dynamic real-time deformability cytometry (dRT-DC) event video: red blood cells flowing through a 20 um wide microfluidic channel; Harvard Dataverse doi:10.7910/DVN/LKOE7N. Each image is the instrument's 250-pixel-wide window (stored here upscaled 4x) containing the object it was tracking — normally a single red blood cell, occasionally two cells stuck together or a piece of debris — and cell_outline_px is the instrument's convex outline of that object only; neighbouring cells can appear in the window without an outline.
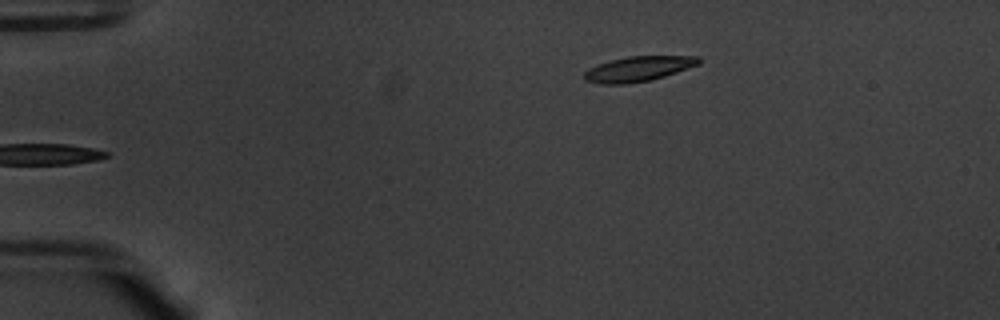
{"species": "common noctule bat (a hibernating species)", "species_latin": "Nyctalus noctula", "temperature_condition": "warm", "stored_images_in_passage": 45, "camera_frame_rate_fps": 3000, "um_per_image_px": 0.085, "animal": {"sex": "male", "body_mass_g": 20.1, "forearm_length_mm": 53.5}, "frame": {"image": 1, "passage_image": 1, "time_ms": 0.0, "image_size_px": [1000, 320], "cell_outline_px": [[700, 64], [652, 80], [624, 84], [600, 84], [584, 80], [584, 72], [588, 68], [612, 60], [628, 56], [700, 56]], "centroid_in_image_um": [54.25, 5.86], "position_along_channel_um": 30.7, "area_um2": 16.65}}
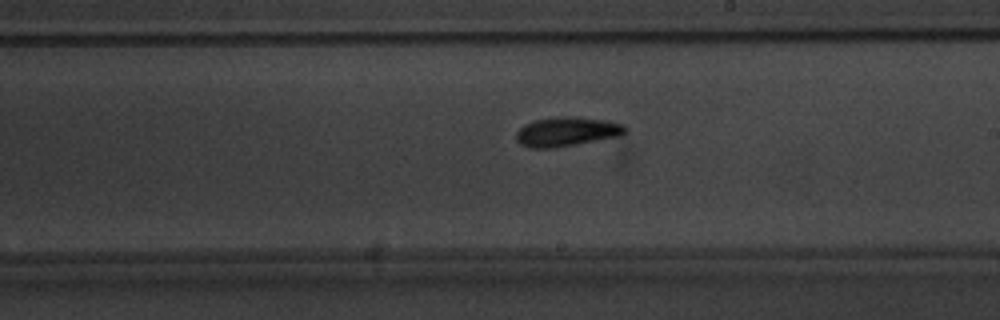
{"frame": {"image": 2, "passage_image": 23, "time_ms": 7.333, "image_size_px": [1000, 320], "cell_outline_px": [[628, 132], [624, 136], [552, 148], [532, 148], [520, 144], [516, 140], [516, 132], [524, 124], [532, 120], [556, 116], [572, 116], [608, 120], [624, 124], [628, 128]], "centroid_in_image_um": [48.23, 11.18], "position_along_channel_um": 240.8, "area_um2": 19.13}}
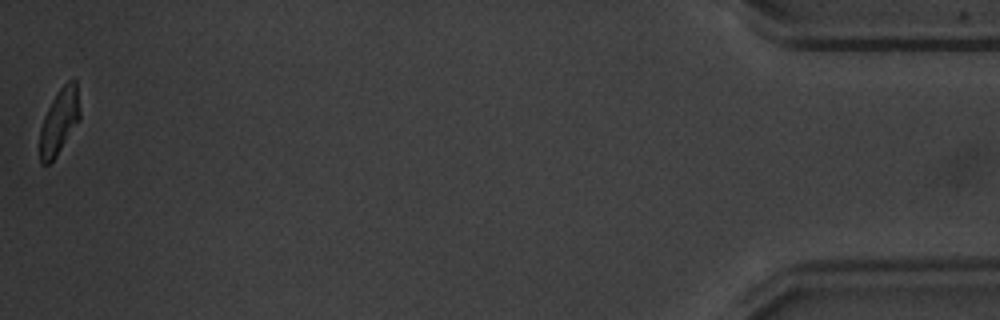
{"frame": {"image": 3, "passage_image": 45, "time_ms": 14.667, "image_size_px": [1000, 320], "cell_outline_px": [[80, 120], [56, 156], [48, 164], [40, 164], [40, 128], [44, 116], [56, 92], [68, 80], [76, 80], [80, 112]], "centroid_in_image_um": [5.04, 10.31], "position_along_channel_um": 430.2, "area_um2": 15.26}, "authors_computed_cell_mechanics": {"area_um2": 17.3978, "velocity_mm_per_s": 3.759, "shape_relaxation_time_tau1_ms": 3.6124, "shape_relaxation_time_tau2_ms": 4.544, "deformation_change_tau1": 0.1773, "deformation_change_tau2": 0.1235}}